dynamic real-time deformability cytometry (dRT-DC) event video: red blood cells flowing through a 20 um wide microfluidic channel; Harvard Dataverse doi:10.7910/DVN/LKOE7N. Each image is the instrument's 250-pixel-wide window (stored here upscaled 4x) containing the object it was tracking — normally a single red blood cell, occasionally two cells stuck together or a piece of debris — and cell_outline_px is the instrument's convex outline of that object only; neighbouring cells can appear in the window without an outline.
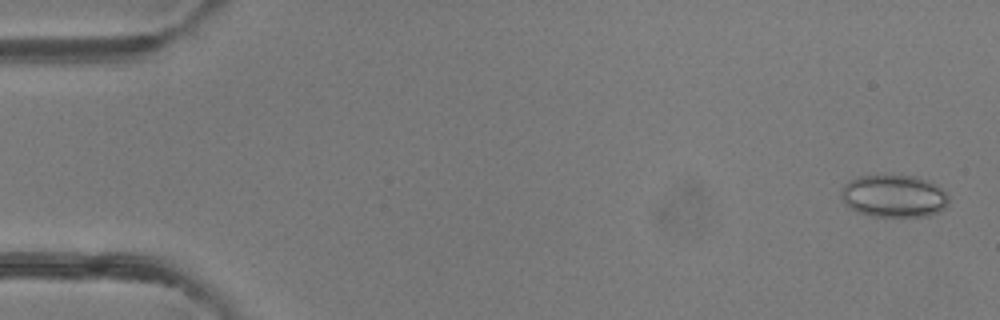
{"species": "common noctule bat (a hibernating species)", "species_latin": "Nyctalus noctula", "temperature_condition": "room temperature", "stored_images_in_passage": 49, "camera_frame_rate_fps": 3000, "um_per_image_px": 0.085, "animal": {"sex": "female"}, "frame": {"image": 1, "passage_image": 2, "time_ms": 0.333, "image_size_px": [1000, 320], "cell_outline_px": [[948, 204], [940, 212], [928, 216], [872, 216], [856, 212], [848, 208], [844, 204], [840, 196], [840, 192], [844, 184], [848, 180], [860, 176], [916, 176], [928, 180], [936, 184], [948, 196]], "centroid_in_image_um": [75.94, 16.68], "position_along_channel_um": 9.1, "area_um2": 26.82}}
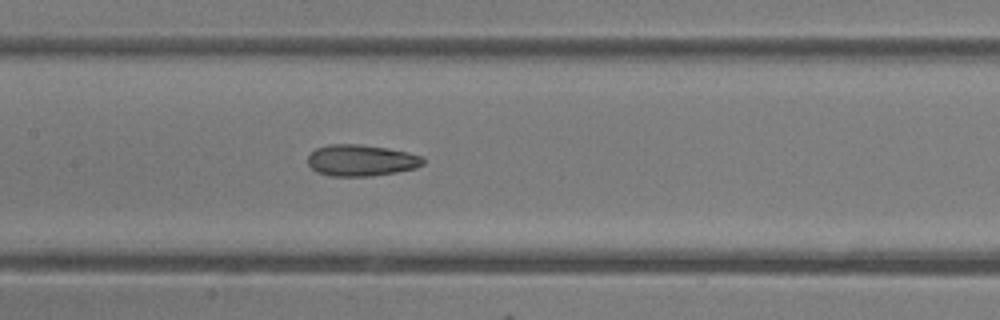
{"frame": {"image": 2, "passage_image": 24, "time_ms": 7.667, "image_size_px": [1000, 320], "cell_outline_px": [[424, 164], [416, 168], [396, 172], [372, 176], [328, 176], [316, 172], [308, 164], [308, 156], [316, 148], [328, 144], [360, 144], [388, 148], [420, 156], [424, 160]], "centroid_in_image_um": [30.66, 13.63], "position_along_channel_um": 176.7, "area_um2": 21.1}}
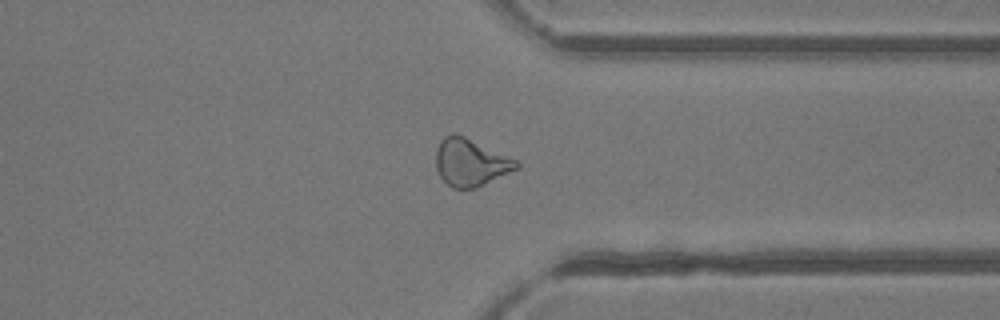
{"frame": {"image": 3, "passage_image": 38, "time_ms": 12.333, "image_size_px": [1000, 320], "cell_outline_px": [[520, 168], [476, 188], [452, 188], [440, 176], [436, 168], [436, 152], [440, 140], [444, 136], [452, 132], [456, 132], [520, 160]], "centroid_in_image_um": [40.04, 13.78], "position_along_channel_um": 371.4, "area_um2": 22.66}, "authors_computed_cell_mechanics": {"area_um2": 22.4264, "velocity_mm_per_s": 4.2194, "shape_relaxation_time_tau1_ms": 10.4556, "shape_relaxation_time_tau2_ms": 1.8113, "deformation_change_tau1": 0.2143, "deformation_change_tau2": 0.1021}}